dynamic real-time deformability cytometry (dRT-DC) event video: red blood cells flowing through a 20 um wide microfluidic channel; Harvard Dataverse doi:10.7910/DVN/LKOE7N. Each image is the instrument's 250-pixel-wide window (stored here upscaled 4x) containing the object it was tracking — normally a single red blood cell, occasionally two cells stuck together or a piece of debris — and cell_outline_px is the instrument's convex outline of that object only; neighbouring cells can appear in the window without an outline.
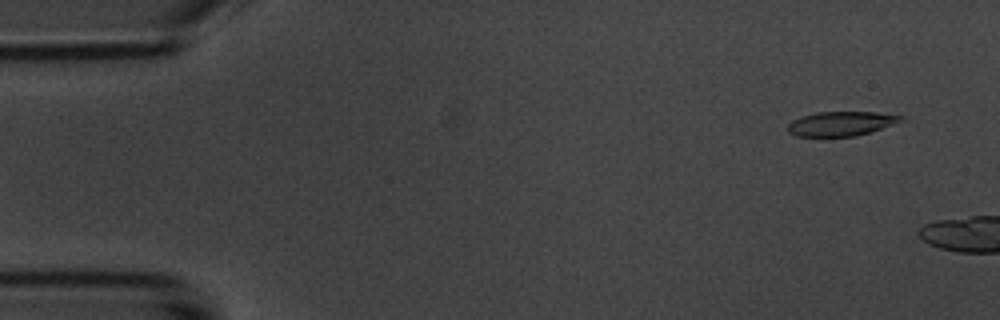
{"species": "common noctule bat (a hibernating species)", "species_latin": "Nyctalus noctula", "temperature_condition": "room temperature", "stored_images_in_passage": 3, "camera_frame_rate_fps": 3000, "um_per_image_px": 0.085, "animal": {"sex": "male", "body_mass_g": 20.1, "forearm_length_mm": 53.5}, "frame": {"image": 1, "passage_image": 2, "time_ms": 1.0, "image_size_px": [1000, 320], "cell_outline_px": [[904, 120], [856, 136], [824, 140], [796, 136], [788, 132], [788, 124], [792, 120], [816, 112], [876, 112], [904, 116]], "centroid_in_image_um": [71.4, 10.56], "position_along_channel_um": 13.6, "area_um2": 16.7}}